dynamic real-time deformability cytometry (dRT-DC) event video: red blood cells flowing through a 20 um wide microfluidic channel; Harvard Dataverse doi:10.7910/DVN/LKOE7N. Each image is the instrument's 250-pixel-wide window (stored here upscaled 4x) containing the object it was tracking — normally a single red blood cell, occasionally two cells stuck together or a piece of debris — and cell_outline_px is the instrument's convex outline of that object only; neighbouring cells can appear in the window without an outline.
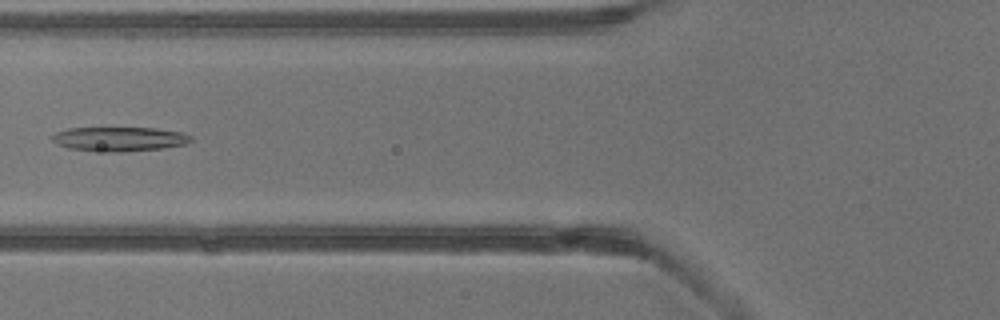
{"species": "common noctule bat (a hibernating species)", "species_latin": "Nyctalus noctula", "temperature_condition": "warm", "stored_images_in_passage": 5, "camera_frame_rate_fps": 3000, "um_per_image_px": 0.085, "animal": {"sex": "male", "body_mass_g": 13.3}, "frame": {"image": 1, "passage_image": 5, "time_ms": 4.667, "image_size_px": [1000, 320], "cell_outline_px": [[192, 140], [184, 144], [164, 148], [124, 152], [108, 152], [68, 148], [56, 144], [52, 140], [52, 136], [56, 132], [68, 128], [156, 128], [184, 132], [192, 136]], "centroid_in_image_um": [10.16, 11.81], "position_along_channel_um": 115.6, "area_um2": 19.77}}